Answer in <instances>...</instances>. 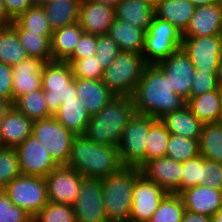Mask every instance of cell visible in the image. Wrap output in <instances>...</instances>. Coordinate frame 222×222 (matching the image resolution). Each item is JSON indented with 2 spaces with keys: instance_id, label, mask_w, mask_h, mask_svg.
<instances>
[{
  "instance_id": "cell-22",
  "label": "cell",
  "mask_w": 222,
  "mask_h": 222,
  "mask_svg": "<svg viewBox=\"0 0 222 222\" xmlns=\"http://www.w3.org/2000/svg\"><path fill=\"white\" fill-rule=\"evenodd\" d=\"M185 209L192 213L212 216L222 207V191L209 186L197 185L181 194Z\"/></svg>"
},
{
  "instance_id": "cell-60",
  "label": "cell",
  "mask_w": 222,
  "mask_h": 222,
  "mask_svg": "<svg viewBox=\"0 0 222 222\" xmlns=\"http://www.w3.org/2000/svg\"><path fill=\"white\" fill-rule=\"evenodd\" d=\"M217 123L222 126V110H221V113H220V116H219V119H218Z\"/></svg>"
},
{
  "instance_id": "cell-46",
  "label": "cell",
  "mask_w": 222,
  "mask_h": 222,
  "mask_svg": "<svg viewBox=\"0 0 222 222\" xmlns=\"http://www.w3.org/2000/svg\"><path fill=\"white\" fill-rule=\"evenodd\" d=\"M33 218L14 205L4 190H0V222H30Z\"/></svg>"
},
{
  "instance_id": "cell-43",
  "label": "cell",
  "mask_w": 222,
  "mask_h": 222,
  "mask_svg": "<svg viewBox=\"0 0 222 222\" xmlns=\"http://www.w3.org/2000/svg\"><path fill=\"white\" fill-rule=\"evenodd\" d=\"M203 185V156L198 155L183 163V174L179 194L184 190Z\"/></svg>"
},
{
  "instance_id": "cell-21",
  "label": "cell",
  "mask_w": 222,
  "mask_h": 222,
  "mask_svg": "<svg viewBox=\"0 0 222 222\" xmlns=\"http://www.w3.org/2000/svg\"><path fill=\"white\" fill-rule=\"evenodd\" d=\"M45 62L29 57L12 66L13 69V103L24 94L42 88V68Z\"/></svg>"
},
{
  "instance_id": "cell-4",
  "label": "cell",
  "mask_w": 222,
  "mask_h": 222,
  "mask_svg": "<svg viewBox=\"0 0 222 222\" xmlns=\"http://www.w3.org/2000/svg\"><path fill=\"white\" fill-rule=\"evenodd\" d=\"M137 167H123L102 179V197L108 222H129Z\"/></svg>"
},
{
  "instance_id": "cell-11",
  "label": "cell",
  "mask_w": 222,
  "mask_h": 222,
  "mask_svg": "<svg viewBox=\"0 0 222 222\" xmlns=\"http://www.w3.org/2000/svg\"><path fill=\"white\" fill-rule=\"evenodd\" d=\"M167 194L161 186L141 173L135 179L129 221L149 222Z\"/></svg>"
},
{
  "instance_id": "cell-23",
  "label": "cell",
  "mask_w": 222,
  "mask_h": 222,
  "mask_svg": "<svg viewBox=\"0 0 222 222\" xmlns=\"http://www.w3.org/2000/svg\"><path fill=\"white\" fill-rule=\"evenodd\" d=\"M75 84L77 98L83 103L90 116L98 113L116 96L101 79L75 78Z\"/></svg>"
},
{
  "instance_id": "cell-2",
  "label": "cell",
  "mask_w": 222,
  "mask_h": 222,
  "mask_svg": "<svg viewBox=\"0 0 222 222\" xmlns=\"http://www.w3.org/2000/svg\"><path fill=\"white\" fill-rule=\"evenodd\" d=\"M67 167L85 178L103 179L124 166L117 147L97 144L84 135H78L72 141Z\"/></svg>"
},
{
  "instance_id": "cell-47",
  "label": "cell",
  "mask_w": 222,
  "mask_h": 222,
  "mask_svg": "<svg viewBox=\"0 0 222 222\" xmlns=\"http://www.w3.org/2000/svg\"><path fill=\"white\" fill-rule=\"evenodd\" d=\"M203 184L222 191V164L203 157Z\"/></svg>"
},
{
  "instance_id": "cell-42",
  "label": "cell",
  "mask_w": 222,
  "mask_h": 222,
  "mask_svg": "<svg viewBox=\"0 0 222 222\" xmlns=\"http://www.w3.org/2000/svg\"><path fill=\"white\" fill-rule=\"evenodd\" d=\"M74 78L99 80L102 79L103 69L95 56L82 59H67Z\"/></svg>"
},
{
  "instance_id": "cell-36",
  "label": "cell",
  "mask_w": 222,
  "mask_h": 222,
  "mask_svg": "<svg viewBox=\"0 0 222 222\" xmlns=\"http://www.w3.org/2000/svg\"><path fill=\"white\" fill-rule=\"evenodd\" d=\"M23 48L29 57L38 58L46 62L52 61L51 36H43L30 30H16Z\"/></svg>"
},
{
  "instance_id": "cell-24",
  "label": "cell",
  "mask_w": 222,
  "mask_h": 222,
  "mask_svg": "<svg viewBox=\"0 0 222 222\" xmlns=\"http://www.w3.org/2000/svg\"><path fill=\"white\" fill-rule=\"evenodd\" d=\"M167 130L174 135L199 140L203 123L191 112L187 105L166 114L160 119Z\"/></svg>"
},
{
  "instance_id": "cell-33",
  "label": "cell",
  "mask_w": 222,
  "mask_h": 222,
  "mask_svg": "<svg viewBox=\"0 0 222 222\" xmlns=\"http://www.w3.org/2000/svg\"><path fill=\"white\" fill-rule=\"evenodd\" d=\"M200 155L205 159L222 164V126L204 123L199 138Z\"/></svg>"
},
{
  "instance_id": "cell-48",
  "label": "cell",
  "mask_w": 222,
  "mask_h": 222,
  "mask_svg": "<svg viewBox=\"0 0 222 222\" xmlns=\"http://www.w3.org/2000/svg\"><path fill=\"white\" fill-rule=\"evenodd\" d=\"M97 35L83 33L68 59H82L96 55Z\"/></svg>"
},
{
  "instance_id": "cell-20",
  "label": "cell",
  "mask_w": 222,
  "mask_h": 222,
  "mask_svg": "<svg viewBox=\"0 0 222 222\" xmlns=\"http://www.w3.org/2000/svg\"><path fill=\"white\" fill-rule=\"evenodd\" d=\"M33 121L13 105L0 119V142L3 148H16L32 134Z\"/></svg>"
},
{
  "instance_id": "cell-59",
  "label": "cell",
  "mask_w": 222,
  "mask_h": 222,
  "mask_svg": "<svg viewBox=\"0 0 222 222\" xmlns=\"http://www.w3.org/2000/svg\"><path fill=\"white\" fill-rule=\"evenodd\" d=\"M148 3L153 6L154 8L157 7L161 2H163L164 0H147Z\"/></svg>"
},
{
  "instance_id": "cell-3",
  "label": "cell",
  "mask_w": 222,
  "mask_h": 222,
  "mask_svg": "<svg viewBox=\"0 0 222 222\" xmlns=\"http://www.w3.org/2000/svg\"><path fill=\"white\" fill-rule=\"evenodd\" d=\"M134 113L132 97L115 96L90 117L83 135L94 143L118 148L122 132Z\"/></svg>"
},
{
  "instance_id": "cell-26",
  "label": "cell",
  "mask_w": 222,
  "mask_h": 222,
  "mask_svg": "<svg viewBox=\"0 0 222 222\" xmlns=\"http://www.w3.org/2000/svg\"><path fill=\"white\" fill-rule=\"evenodd\" d=\"M53 116L75 136L84 134L91 117L77 97L64 101Z\"/></svg>"
},
{
  "instance_id": "cell-18",
  "label": "cell",
  "mask_w": 222,
  "mask_h": 222,
  "mask_svg": "<svg viewBox=\"0 0 222 222\" xmlns=\"http://www.w3.org/2000/svg\"><path fill=\"white\" fill-rule=\"evenodd\" d=\"M115 18V8L95 3L92 0H81L79 23L85 33L108 34Z\"/></svg>"
},
{
  "instance_id": "cell-1",
  "label": "cell",
  "mask_w": 222,
  "mask_h": 222,
  "mask_svg": "<svg viewBox=\"0 0 222 222\" xmlns=\"http://www.w3.org/2000/svg\"><path fill=\"white\" fill-rule=\"evenodd\" d=\"M135 112L161 119L181 109L186 101L176 94L167 75L157 65H147L132 94Z\"/></svg>"
},
{
  "instance_id": "cell-8",
  "label": "cell",
  "mask_w": 222,
  "mask_h": 222,
  "mask_svg": "<svg viewBox=\"0 0 222 222\" xmlns=\"http://www.w3.org/2000/svg\"><path fill=\"white\" fill-rule=\"evenodd\" d=\"M183 35L174 25L154 15L145 35L143 57L147 65H157L182 46Z\"/></svg>"
},
{
  "instance_id": "cell-37",
  "label": "cell",
  "mask_w": 222,
  "mask_h": 222,
  "mask_svg": "<svg viewBox=\"0 0 222 222\" xmlns=\"http://www.w3.org/2000/svg\"><path fill=\"white\" fill-rule=\"evenodd\" d=\"M170 132L160 119L152 117V127L149 131L146 145V163L166 155Z\"/></svg>"
},
{
  "instance_id": "cell-41",
  "label": "cell",
  "mask_w": 222,
  "mask_h": 222,
  "mask_svg": "<svg viewBox=\"0 0 222 222\" xmlns=\"http://www.w3.org/2000/svg\"><path fill=\"white\" fill-rule=\"evenodd\" d=\"M18 155L15 148H0V190L19 176Z\"/></svg>"
},
{
  "instance_id": "cell-40",
  "label": "cell",
  "mask_w": 222,
  "mask_h": 222,
  "mask_svg": "<svg viewBox=\"0 0 222 222\" xmlns=\"http://www.w3.org/2000/svg\"><path fill=\"white\" fill-rule=\"evenodd\" d=\"M34 222H76L71 205L48 202L32 219Z\"/></svg>"
},
{
  "instance_id": "cell-16",
  "label": "cell",
  "mask_w": 222,
  "mask_h": 222,
  "mask_svg": "<svg viewBox=\"0 0 222 222\" xmlns=\"http://www.w3.org/2000/svg\"><path fill=\"white\" fill-rule=\"evenodd\" d=\"M157 66L167 75L173 91L187 101L190 98L195 67L186 52L179 48Z\"/></svg>"
},
{
  "instance_id": "cell-12",
  "label": "cell",
  "mask_w": 222,
  "mask_h": 222,
  "mask_svg": "<svg viewBox=\"0 0 222 222\" xmlns=\"http://www.w3.org/2000/svg\"><path fill=\"white\" fill-rule=\"evenodd\" d=\"M73 208L76 222H108L102 197V179L84 178Z\"/></svg>"
},
{
  "instance_id": "cell-30",
  "label": "cell",
  "mask_w": 222,
  "mask_h": 222,
  "mask_svg": "<svg viewBox=\"0 0 222 222\" xmlns=\"http://www.w3.org/2000/svg\"><path fill=\"white\" fill-rule=\"evenodd\" d=\"M81 0H50L42 8L52 31L79 22Z\"/></svg>"
},
{
  "instance_id": "cell-44",
  "label": "cell",
  "mask_w": 222,
  "mask_h": 222,
  "mask_svg": "<svg viewBox=\"0 0 222 222\" xmlns=\"http://www.w3.org/2000/svg\"><path fill=\"white\" fill-rule=\"evenodd\" d=\"M121 52L119 45L108 35H97L95 58L98 59L103 71L117 58Z\"/></svg>"
},
{
  "instance_id": "cell-57",
  "label": "cell",
  "mask_w": 222,
  "mask_h": 222,
  "mask_svg": "<svg viewBox=\"0 0 222 222\" xmlns=\"http://www.w3.org/2000/svg\"><path fill=\"white\" fill-rule=\"evenodd\" d=\"M211 222H222V207L211 216Z\"/></svg>"
},
{
  "instance_id": "cell-51",
  "label": "cell",
  "mask_w": 222,
  "mask_h": 222,
  "mask_svg": "<svg viewBox=\"0 0 222 222\" xmlns=\"http://www.w3.org/2000/svg\"><path fill=\"white\" fill-rule=\"evenodd\" d=\"M180 222H211V217L185 210Z\"/></svg>"
},
{
  "instance_id": "cell-15",
  "label": "cell",
  "mask_w": 222,
  "mask_h": 222,
  "mask_svg": "<svg viewBox=\"0 0 222 222\" xmlns=\"http://www.w3.org/2000/svg\"><path fill=\"white\" fill-rule=\"evenodd\" d=\"M15 150L20 173L23 175L46 177L58 167L40 141L32 134Z\"/></svg>"
},
{
  "instance_id": "cell-29",
  "label": "cell",
  "mask_w": 222,
  "mask_h": 222,
  "mask_svg": "<svg viewBox=\"0 0 222 222\" xmlns=\"http://www.w3.org/2000/svg\"><path fill=\"white\" fill-rule=\"evenodd\" d=\"M186 105L204 123H217L222 110V90H212L200 96H190Z\"/></svg>"
},
{
  "instance_id": "cell-52",
  "label": "cell",
  "mask_w": 222,
  "mask_h": 222,
  "mask_svg": "<svg viewBox=\"0 0 222 222\" xmlns=\"http://www.w3.org/2000/svg\"><path fill=\"white\" fill-rule=\"evenodd\" d=\"M0 22L4 25L12 22V20L7 16V11L5 9L3 0H0Z\"/></svg>"
},
{
  "instance_id": "cell-39",
  "label": "cell",
  "mask_w": 222,
  "mask_h": 222,
  "mask_svg": "<svg viewBox=\"0 0 222 222\" xmlns=\"http://www.w3.org/2000/svg\"><path fill=\"white\" fill-rule=\"evenodd\" d=\"M185 210L181 195L168 193L149 222H180Z\"/></svg>"
},
{
  "instance_id": "cell-54",
  "label": "cell",
  "mask_w": 222,
  "mask_h": 222,
  "mask_svg": "<svg viewBox=\"0 0 222 222\" xmlns=\"http://www.w3.org/2000/svg\"><path fill=\"white\" fill-rule=\"evenodd\" d=\"M189 1L192 4H194L196 7L220 2V0H189Z\"/></svg>"
},
{
  "instance_id": "cell-7",
  "label": "cell",
  "mask_w": 222,
  "mask_h": 222,
  "mask_svg": "<svg viewBox=\"0 0 222 222\" xmlns=\"http://www.w3.org/2000/svg\"><path fill=\"white\" fill-rule=\"evenodd\" d=\"M152 116L134 113L119 141L118 151L124 167L141 169L146 164V145Z\"/></svg>"
},
{
  "instance_id": "cell-34",
  "label": "cell",
  "mask_w": 222,
  "mask_h": 222,
  "mask_svg": "<svg viewBox=\"0 0 222 222\" xmlns=\"http://www.w3.org/2000/svg\"><path fill=\"white\" fill-rule=\"evenodd\" d=\"M12 105L32 121L53 116L48 111L45 93L42 88L21 95Z\"/></svg>"
},
{
  "instance_id": "cell-32",
  "label": "cell",
  "mask_w": 222,
  "mask_h": 222,
  "mask_svg": "<svg viewBox=\"0 0 222 222\" xmlns=\"http://www.w3.org/2000/svg\"><path fill=\"white\" fill-rule=\"evenodd\" d=\"M29 58L21 45L15 27L9 23L0 29V62L13 66Z\"/></svg>"
},
{
  "instance_id": "cell-38",
  "label": "cell",
  "mask_w": 222,
  "mask_h": 222,
  "mask_svg": "<svg viewBox=\"0 0 222 222\" xmlns=\"http://www.w3.org/2000/svg\"><path fill=\"white\" fill-rule=\"evenodd\" d=\"M198 155H200L199 140L170 133L165 156L184 163Z\"/></svg>"
},
{
  "instance_id": "cell-28",
  "label": "cell",
  "mask_w": 222,
  "mask_h": 222,
  "mask_svg": "<svg viewBox=\"0 0 222 222\" xmlns=\"http://www.w3.org/2000/svg\"><path fill=\"white\" fill-rule=\"evenodd\" d=\"M108 35L119 45L121 51L143 53L146 35L144 30L115 18Z\"/></svg>"
},
{
  "instance_id": "cell-35",
  "label": "cell",
  "mask_w": 222,
  "mask_h": 222,
  "mask_svg": "<svg viewBox=\"0 0 222 222\" xmlns=\"http://www.w3.org/2000/svg\"><path fill=\"white\" fill-rule=\"evenodd\" d=\"M11 24L16 30H30L43 36H52L53 33L44 9L39 6L27 8L16 20L12 21Z\"/></svg>"
},
{
  "instance_id": "cell-55",
  "label": "cell",
  "mask_w": 222,
  "mask_h": 222,
  "mask_svg": "<svg viewBox=\"0 0 222 222\" xmlns=\"http://www.w3.org/2000/svg\"><path fill=\"white\" fill-rule=\"evenodd\" d=\"M92 1L95 3H99V4H103V5H107V6L115 8L117 6V3L120 0H92Z\"/></svg>"
},
{
  "instance_id": "cell-14",
  "label": "cell",
  "mask_w": 222,
  "mask_h": 222,
  "mask_svg": "<svg viewBox=\"0 0 222 222\" xmlns=\"http://www.w3.org/2000/svg\"><path fill=\"white\" fill-rule=\"evenodd\" d=\"M84 178L78 171L67 166H58L52 170L45 177L49 202L73 206Z\"/></svg>"
},
{
  "instance_id": "cell-49",
  "label": "cell",
  "mask_w": 222,
  "mask_h": 222,
  "mask_svg": "<svg viewBox=\"0 0 222 222\" xmlns=\"http://www.w3.org/2000/svg\"><path fill=\"white\" fill-rule=\"evenodd\" d=\"M13 69L12 66L0 62V97L13 104Z\"/></svg>"
},
{
  "instance_id": "cell-10",
  "label": "cell",
  "mask_w": 222,
  "mask_h": 222,
  "mask_svg": "<svg viewBox=\"0 0 222 222\" xmlns=\"http://www.w3.org/2000/svg\"><path fill=\"white\" fill-rule=\"evenodd\" d=\"M32 135L40 141L58 166H67L75 135L54 116L33 121Z\"/></svg>"
},
{
  "instance_id": "cell-17",
  "label": "cell",
  "mask_w": 222,
  "mask_h": 222,
  "mask_svg": "<svg viewBox=\"0 0 222 222\" xmlns=\"http://www.w3.org/2000/svg\"><path fill=\"white\" fill-rule=\"evenodd\" d=\"M140 170L148 180L158 184L166 192L179 194L183 163L164 156L147 162Z\"/></svg>"
},
{
  "instance_id": "cell-27",
  "label": "cell",
  "mask_w": 222,
  "mask_h": 222,
  "mask_svg": "<svg viewBox=\"0 0 222 222\" xmlns=\"http://www.w3.org/2000/svg\"><path fill=\"white\" fill-rule=\"evenodd\" d=\"M84 33L79 22L54 30L50 39L52 61L65 62Z\"/></svg>"
},
{
  "instance_id": "cell-53",
  "label": "cell",
  "mask_w": 222,
  "mask_h": 222,
  "mask_svg": "<svg viewBox=\"0 0 222 222\" xmlns=\"http://www.w3.org/2000/svg\"><path fill=\"white\" fill-rule=\"evenodd\" d=\"M11 107L12 103L9 100L0 97V119Z\"/></svg>"
},
{
  "instance_id": "cell-25",
  "label": "cell",
  "mask_w": 222,
  "mask_h": 222,
  "mask_svg": "<svg viewBox=\"0 0 222 222\" xmlns=\"http://www.w3.org/2000/svg\"><path fill=\"white\" fill-rule=\"evenodd\" d=\"M115 15L117 19L146 32L155 15V8L147 0H120L115 7Z\"/></svg>"
},
{
  "instance_id": "cell-45",
  "label": "cell",
  "mask_w": 222,
  "mask_h": 222,
  "mask_svg": "<svg viewBox=\"0 0 222 222\" xmlns=\"http://www.w3.org/2000/svg\"><path fill=\"white\" fill-rule=\"evenodd\" d=\"M216 72L217 70L204 71L203 69L195 68L190 96H200L212 90L219 89Z\"/></svg>"
},
{
  "instance_id": "cell-58",
  "label": "cell",
  "mask_w": 222,
  "mask_h": 222,
  "mask_svg": "<svg viewBox=\"0 0 222 222\" xmlns=\"http://www.w3.org/2000/svg\"><path fill=\"white\" fill-rule=\"evenodd\" d=\"M50 0H32L33 6L43 7Z\"/></svg>"
},
{
  "instance_id": "cell-5",
  "label": "cell",
  "mask_w": 222,
  "mask_h": 222,
  "mask_svg": "<svg viewBox=\"0 0 222 222\" xmlns=\"http://www.w3.org/2000/svg\"><path fill=\"white\" fill-rule=\"evenodd\" d=\"M145 58L137 52L121 51L103 71L102 81L116 96H132L143 71Z\"/></svg>"
},
{
  "instance_id": "cell-31",
  "label": "cell",
  "mask_w": 222,
  "mask_h": 222,
  "mask_svg": "<svg viewBox=\"0 0 222 222\" xmlns=\"http://www.w3.org/2000/svg\"><path fill=\"white\" fill-rule=\"evenodd\" d=\"M196 6L189 0H164L155 7V15L174 25L182 33L186 30Z\"/></svg>"
},
{
  "instance_id": "cell-50",
  "label": "cell",
  "mask_w": 222,
  "mask_h": 222,
  "mask_svg": "<svg viewBox=\"0 0 222 222\" xmlns=\"http://www.w3.org/2000/svg\"><path fill=\"white\" fill-rule=\"evenodd\" d=\"M7 16L16 20L27 8L33 6L32 0H3Z\"/></svg>"
},
{
  "instance_id": "cell-6",
  "label": "cell",
  "mask_w": 222,
  "mask_h": 222,
  "mask_svg": "<svg viewBox=\"0 0 222 222\" xmlns=\"http://www.w3.org/2000/svg\"><path fill=\"white\" fill-rule=\"evenodd\" d=\"M41 85L48 111L52 115L64 101L77 97L75 78L68 62H46L42 68Z\"/></svg>"
},
{
  "instance_id": "cell-9",
  "label": "cell",
  "mask_w": 222,
  "mask_h": 222,
  "mask_svg": "<svg viewBox=\"0 0 222 222\" xmlns=\"http://www.w3.org/2000/svg\"><path fill=\"white\" fill-rule=\"evenodd\" d=\"M3 190L14 205L32 218L49 202L45 177L20 174Z\"/></svg>"
},
{
  "instance_id": "cell-13",
  "label": "cell",
  "mask_w": 222,
  "mask_h": 222,
  "mask_svg": "<svg viewBox=\"0 0 222 222\" xmlns=\"http://www.w3.org/2000/svg\"><path fill=\"white\" fill-rule=\"evenodd\" d=\"M221 35L183 37L181 48L197 69L217 70L222 59Z\"/></svg>"
},
{
  "instance_id": "cell-56",
  "label": "cell",
  "mask_w": 222,
  "mask_h": 222,
  "mask_svg": "<svg viewBox=\"0 0 222 222\" xmlns=\"http://www.w3.org/2000/svg\"><path fill=\"white\" fill-rule=\"evenodd\" d=\"M217 83H218V87L222 90V59L221 62L217 68Z\"/></svg>"
},
{
  "instance_id": "cell-19",
  "label": "cell",
  "mask_w": 222,
  "mask_h": 222,
  "mask_svg": "<svg viewBox=\"0 0 222 222\" xmlns=\"http://www.w3.org/2000/svg\"><path fill=\"white\" fill-rule=\"evenodd\" d=\"M183 37L222 35V7L220 2L197 6Z\"/></svg>"
}]
</instances>
